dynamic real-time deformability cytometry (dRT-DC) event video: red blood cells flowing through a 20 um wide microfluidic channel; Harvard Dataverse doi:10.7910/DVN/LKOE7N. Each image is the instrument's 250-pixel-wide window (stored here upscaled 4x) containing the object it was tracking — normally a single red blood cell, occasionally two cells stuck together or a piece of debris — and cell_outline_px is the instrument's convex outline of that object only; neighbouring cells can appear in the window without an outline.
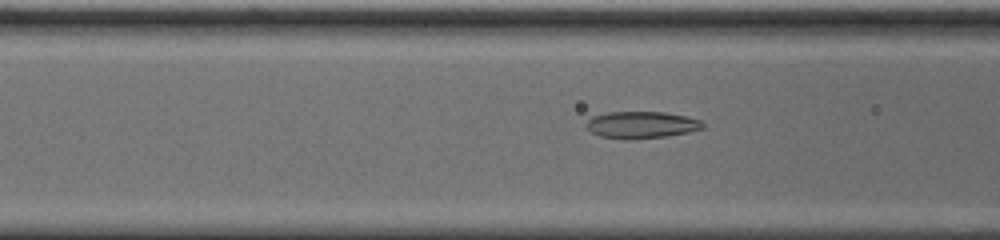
{"species": "common noctule bat (a hibernating species)", "species_latin": "Nyctalus noctula", "temperature_condition": "cold", "stored_images_in_passage": 54, "camera_frame_rate_fps": 3000, "um_per_image_px": 0.085, "animal": {"sex": "male", "body_mass_g": 20.0, "forearm_length_mm": 53.3}, "frame": {"image": 1, "passage_image": 19, "time_ms": 6.0, "image_size_px": [1000, 240], "cell_outline_px": [[704, 128], [688, 132], [668, 136], [600, 136], [592, 132], [584, 124], [592, 116], [608, 112], [664, 112], [684, 116], [700, 120], [704, 124]], "centroid_in_image_um": [54.55, 10.56], "position_along_channel_um": 112.1, "area_um2": 17.28}}
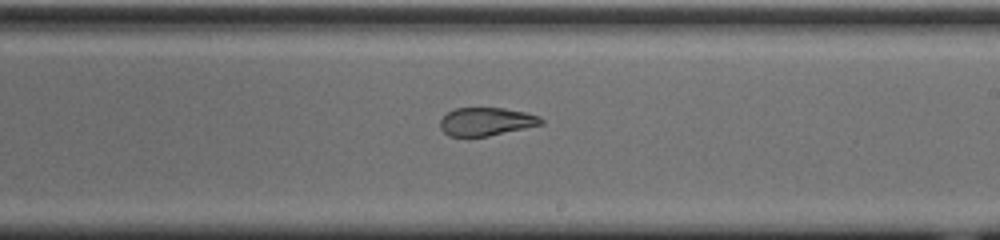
{"frame": {"image": 2, "passage_image": 30, "time_ms": 9.667, "image_size_px": [1000, 240], "cell_outline_px": [[544, 124], [488, 136], [448, 136], [440, 128], [440, 120], [448, 112], [456, 108], [504, 108], [524, 112], [540, 116], [544, 120]], "centroid_in_image_um": [41.34, 10.33], "position_along_channel_um": 247.7, "area_um2": 16.53}}
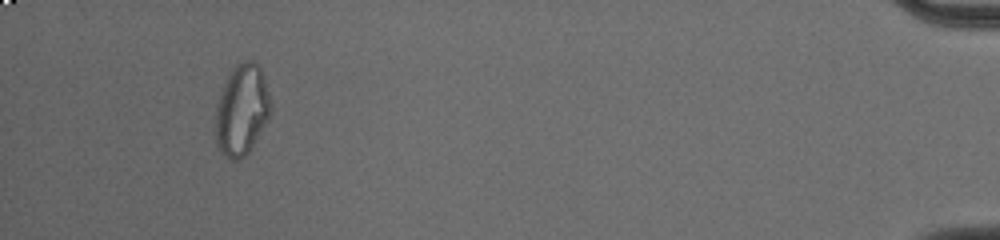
{"frame": {"image": 3, "passage_image": 50, "time_ms": 16.333, "image_size_px": [1000, 240], "cell_outline_px": [[272, 108], [264, 124], [248, 152], [244, 156], [236, 160], [232, 160], [220, 152], [216, 144], [216, 104], [220, 92], [232, 68], [244, 60], [252, 60], [260, 64], [264, 76], [272, 104]], "centroid_in_image_um": [20.55, 9.3], "position_along_channel_um": 414.7, "area_um2": 29.07}, "authors_computed_cell_mechanics": {"area_um2": 19.1896, "velocity_mm_per_s": 3.7062, "shape_relaxation_time_tau1_ms": null, "shape_relaxation_time_tau2_ms": 1.4409, "deformation_change_tau1": null, "deformation_change_tau2": 0.0743}}